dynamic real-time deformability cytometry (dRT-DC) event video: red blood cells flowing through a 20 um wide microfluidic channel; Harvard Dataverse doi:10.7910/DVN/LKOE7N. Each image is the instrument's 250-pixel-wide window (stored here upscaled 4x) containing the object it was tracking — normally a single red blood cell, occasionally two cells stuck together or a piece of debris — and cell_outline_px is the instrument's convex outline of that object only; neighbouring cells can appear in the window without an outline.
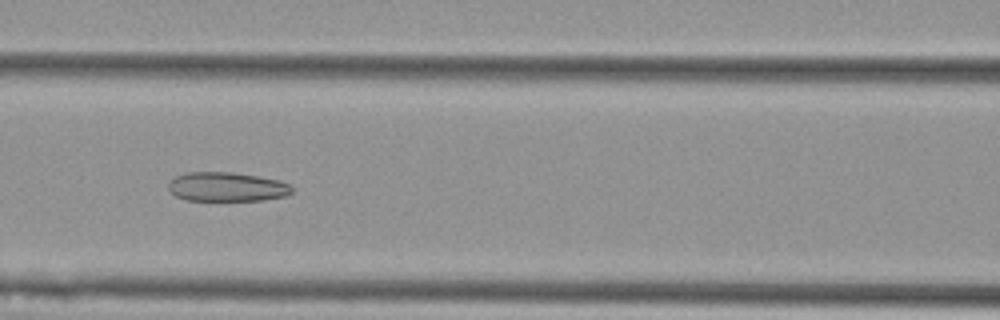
{"species": "Egyptian fruit bat (a non-hibernating species)", "species_latin": "Rousettus aegyptiacus", "temperature_condition": "cold", "stored_images_in_passage": 9, "camera_frame_rate_fps": 3000, "um_per_image_px": 0.085, "animal": {"sex": "female"}, "frame": {"image": 1, "passage_image": 6, "time_ms": 1.667, "image_size_px": [1000, 320], "cell_outline_px": [[292, 192], [288, 196], [264, 200], [188, 200], [176, 196], [168, 188], [168, 180], [176, 176], [188, 172], [232, 172], [260, 176], [280, 180], [288, 184], [292, 188]], "centroid_in_image_um": [19.3, 15.87], "position_along_channel_um": 147.3, "area_um2": 21.15}}
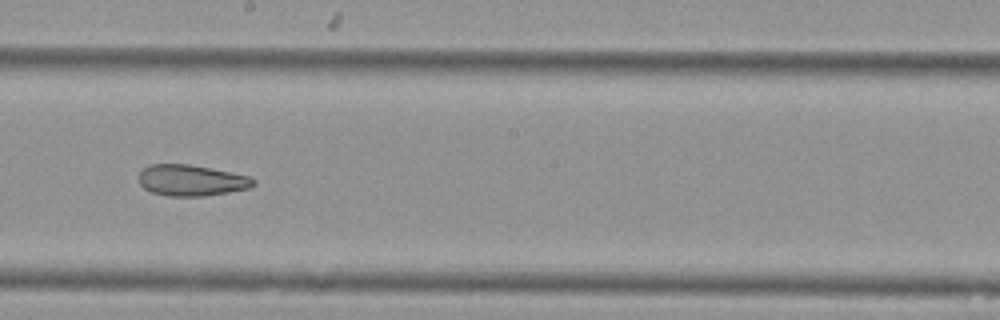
{"frame": {"image": 2, "passage_image": 8, "time_ms": 2.333, "image_size_px": [1000, 320], "cell_outline_px": [[256, 184], [248, 188], [228, 192], [204, 196], [168, 196], [152, 192], [144, 188], [140, 184], [140, 172], [148, 164], [188, 164], [252, 176], [256, 180]], "centroid_in_image_um": [16.29, 15.33], "position_along_channel_um": 231.9, "area_um2": 20.75}}
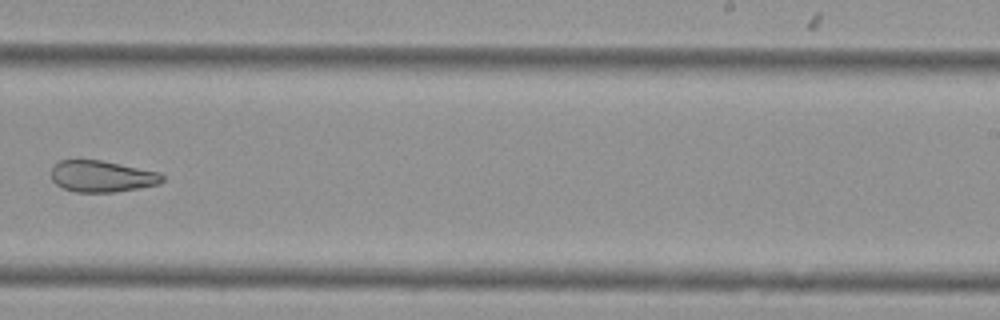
{"frame": {"image": 3, "passage_image": 9, "time_ms": 2.667, "image_size_px": [1000, 320], "cell_outline_px": [[164, 180], [160, 184], [116, 192], [76, 192], [64, 188], [56, 184], [52, 180], [52, 168], [60, 160], [100, 160], [160, 172], [164, 176]], "centroid_in_image_um": [8.69, 14.99], "position_along_channel_um": 280.3, "area_um2": 20.29}}